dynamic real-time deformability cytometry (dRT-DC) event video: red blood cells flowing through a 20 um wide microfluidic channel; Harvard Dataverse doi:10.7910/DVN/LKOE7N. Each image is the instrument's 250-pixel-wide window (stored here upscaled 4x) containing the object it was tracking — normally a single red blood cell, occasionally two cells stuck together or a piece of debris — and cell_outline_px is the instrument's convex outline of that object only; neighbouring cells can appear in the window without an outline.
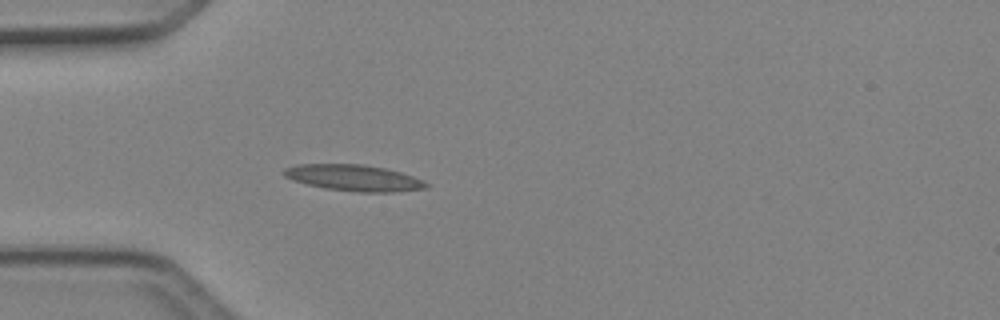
{"species": "Egyptian fruit bat (a non-hibernating species)", "species_latin": "Rousettus aegyptiacus", "temperature_condition": "cold", "stored_images_in_passage": 35, "camera_frame_rate_fps": 3000, "um_per_image_px": 0.085, "animal": {"sex": "female"}, "frame": {"image": 1, "passage_image": 1, "time_ms": 0.0, "image_size_px": [1000, 320], "cell_outline_px": [[428, 188], [392, 192], [360, 192], [324, 188], [292, 180], [284, 176], [280, 172], [284, 168], [296, 164], [364, 164], [384, 168], [400, 172], [424, 180], [428, 184]], "centroid_in_image_um": [30.04, 15.11], "position_along_channel_um": 55.0, "area_um2": 21.79}}
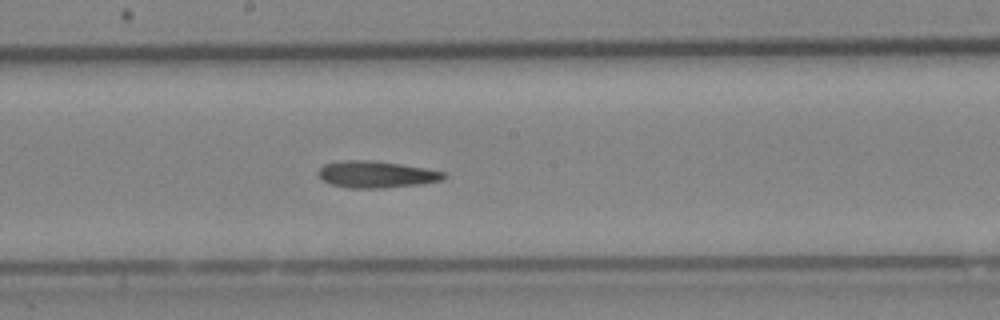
{"frame": {"image": 2, "passage_image": 13, "time_ms": 4.0, "image_size_px": [1000, 320], "cell_outline_px": [[448, 176], [444, 180], [420, 184], [384, 188], [348, 188], [332, 184], [324, 180], [316, 172], [324, 164], [344, 160], [372, 160], [400, 164], [424, 168], [444, 172]], "centroid_in_image_um": [32.0, 14.82], "position_along_channel_um": 216.2, "area_um2": 19.54}}
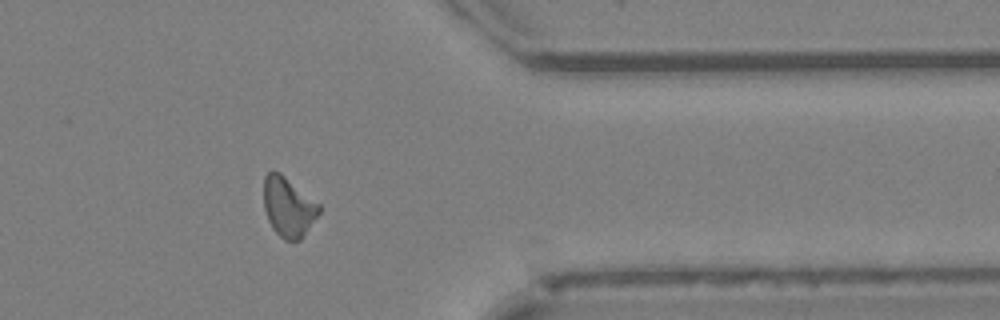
{"frame": {"image": 3, "passage_image": 26, "time_ms": 8.333, "image_size_px": [1000, 320], "cell_outline_px": [[320, 212], [300, 240], [284, 240], [272, 228], [268, 220], [264, 208], [264, 176], [272, 168], [280, 172], [320, 204]], "centroid_in_image_um": [24.49, 17.56], "position_along_channel_um": 386.9, "area_um2": 19.25}}